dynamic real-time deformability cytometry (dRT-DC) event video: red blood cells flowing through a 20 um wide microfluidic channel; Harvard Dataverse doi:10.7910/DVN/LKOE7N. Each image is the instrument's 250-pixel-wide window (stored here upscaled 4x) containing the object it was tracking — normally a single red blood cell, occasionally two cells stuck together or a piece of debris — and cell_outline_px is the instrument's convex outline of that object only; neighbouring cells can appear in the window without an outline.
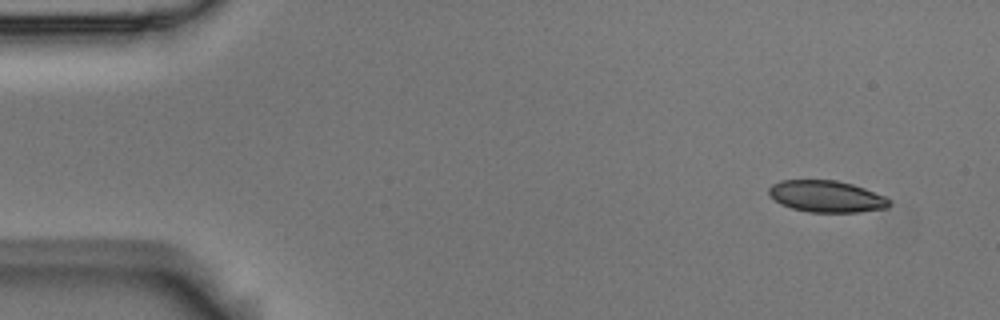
{"species": "Egyptian fruit bat (a non-hibernating species)", "species_latin": "Rousettus aegyptiacus", "temperature_condition": "room temperature", "stored_images_in_passage": 5, "camera_frame_rate_fps": 3000, "um_per_image_px": 0.085, "animal": {"sex": "male"}, "frame": {"image": 1, "passage_image": 1, "time_ms": 0.0, "image_size_px": [1000, 320], "cell_outline_px": [[892, 204], [888, 208], [860, 212], [808, 212], [792, 208], [780, 204], [768, 196], [768, 188], [772, 184], [780, 180], [836, 180], [852, 184], [864, 188], [884, 196], [892, 200]], "centroid_in_image_um": [70.24, 16.7], "position_along_channel_um": 14.8, "area_um2": 22.48}}
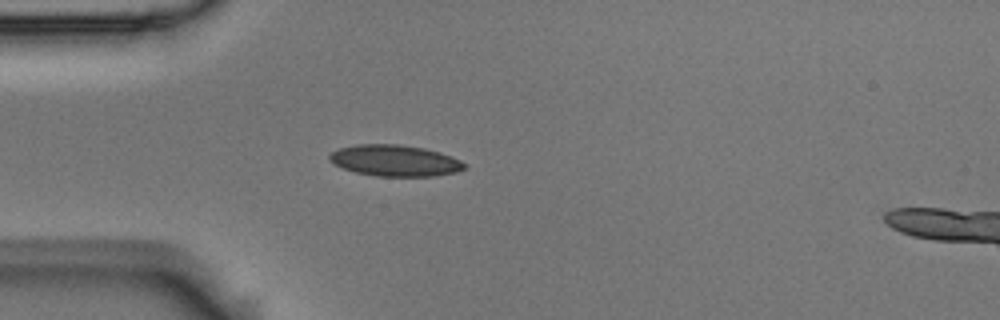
{"frame": {"image": 2, "passage_image": 4, "time_ms": 1.0, "image_size_px": [1000, 320], "cell_outline_px": [[468, 168], [456, 172], [436, 176], [376, 176], [356, 172], [344, 168], [328, 160], [328, 156], [332, 152], [340, 148], [356, 144], [396, 144], [424, 148], [440, 152], [452, 156], [460, 160]], "centroid_in_image_um": [33.59, 13.65], "position_along_channel_um": 51.4, "area_um2": 24.57}}